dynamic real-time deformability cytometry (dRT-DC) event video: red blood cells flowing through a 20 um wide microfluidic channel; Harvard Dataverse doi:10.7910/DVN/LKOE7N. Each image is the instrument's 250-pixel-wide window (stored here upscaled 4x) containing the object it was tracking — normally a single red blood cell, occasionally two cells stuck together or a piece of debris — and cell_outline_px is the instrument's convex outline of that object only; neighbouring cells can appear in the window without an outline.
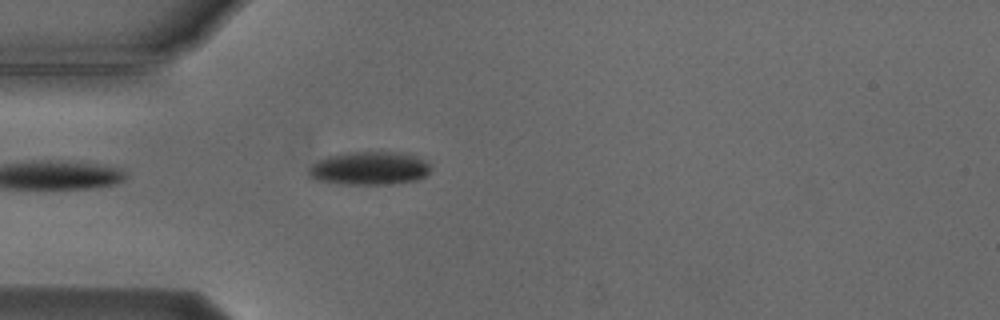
{"species": "Egyptian fruit bat (a non-hibernating species)", "species_latin": "Rousettus aegyptiacus", "temperature_condition": "cold", "stored_images_in_passage": 1, "camera_frame_rate_fps": 3000, "um_per_image_px": 0.085, "animal": {"sex": "male"}, "frame": {"image": 1, "passage_image": 1, "time_ms": 0.0, "image_size_px": [1000, 320], "cell_outline_px": [[432, 168], [428, 176], [416, 180], [392, 184], [340, 184], [316, 180], [308, 176], [308, 168], [320, 160], [328, 156], [356, 152], [388, 152], [412, 156], [424, 160], [432, 164]], "centroid_in_image_um": [31.42, 14.33], "position_along_channel_um": 53.6, "area_um2": 23.52}}